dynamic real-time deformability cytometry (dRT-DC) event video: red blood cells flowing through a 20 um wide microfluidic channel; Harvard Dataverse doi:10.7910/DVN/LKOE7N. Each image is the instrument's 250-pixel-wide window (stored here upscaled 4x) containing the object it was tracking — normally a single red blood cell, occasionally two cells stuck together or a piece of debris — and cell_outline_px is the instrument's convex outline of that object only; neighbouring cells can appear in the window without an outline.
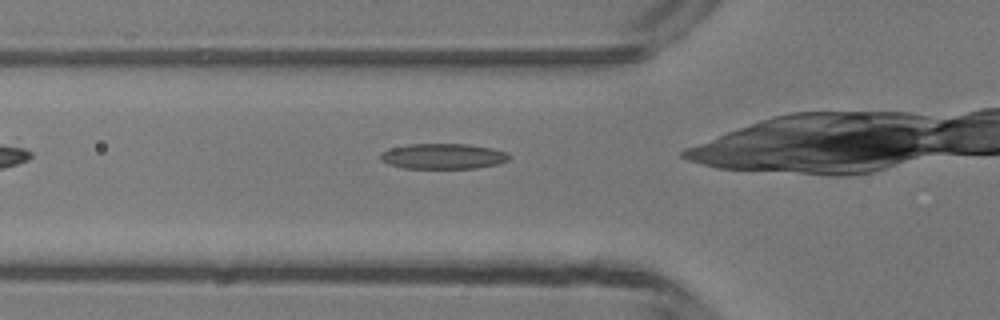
{"species": "common noctule bat (a hibernating species)", "species_latin": "Nyctalus noctula", "temperature_condition": "room temperature", "stored_images_in_passage": 3, "camera_frame_rate_fps": 3000, "um_per_image_px": 0.085, "animal": {"sex": "male", "body_mass_g": 13.3}, "frame": {"image": 1, "passage_image": 2, "time_ms": 1.333, "image_size_px": [1000, 320], "cell_outline_px": [[512, 156], [508, 160], [496, 164], [476, 168], [404, 168], [388, 164], [380, 160], [380, 152], [388, 148], [408, 144], [468, 144], [492, 148], [508, 152]], "centroid_in_image_um": [37.65, 13.27], "position_along_channel_um": 88.2, "area_um2": 19.25}}